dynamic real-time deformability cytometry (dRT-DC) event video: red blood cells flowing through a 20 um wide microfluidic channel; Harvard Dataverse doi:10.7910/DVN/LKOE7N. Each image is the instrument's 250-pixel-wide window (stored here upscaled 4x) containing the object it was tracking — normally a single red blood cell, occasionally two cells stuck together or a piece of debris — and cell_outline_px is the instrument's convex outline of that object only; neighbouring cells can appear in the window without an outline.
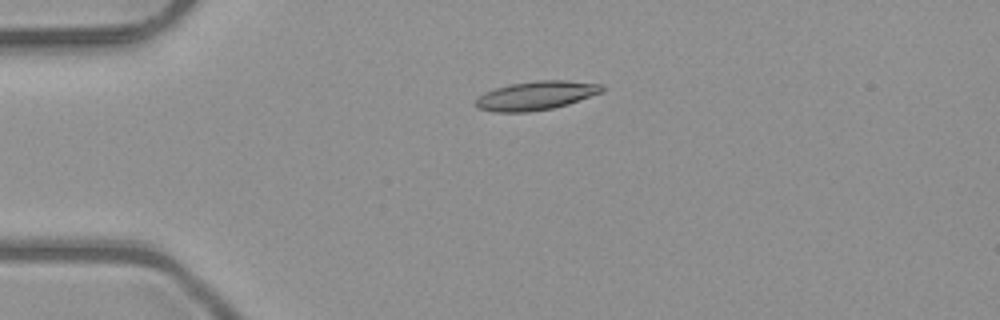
{"species": "common noctule bat (a hibernating species)", "species_latin": "Nyctalus noctula", "temperature_condition": "room temperature", "stored_images_in_passage": 3, "camera_frame_rate_fps": 3000, "um_per_image_px": 0.085, "animal": {"sex": "male", "body_mass_g": 23.1, "forearm_length_mm": 52.7}, "frame": {"image": 1, "passage_image": 2, "time_ms": 0.333, "image_size_px": [1000, 320], "cell_outline_px": [[604, 92], [568, 104], [552, 108], [528, 112], [492, 112], [476, 108], [476, 100], [484, 92], [508, 84], [536, 80], [568, 80], [600, 84], [604, 88]], "centroid_in_image_um": [45.57, 8.12], "position_along_channel_um": 39.4, "area_um2": 21.33}}